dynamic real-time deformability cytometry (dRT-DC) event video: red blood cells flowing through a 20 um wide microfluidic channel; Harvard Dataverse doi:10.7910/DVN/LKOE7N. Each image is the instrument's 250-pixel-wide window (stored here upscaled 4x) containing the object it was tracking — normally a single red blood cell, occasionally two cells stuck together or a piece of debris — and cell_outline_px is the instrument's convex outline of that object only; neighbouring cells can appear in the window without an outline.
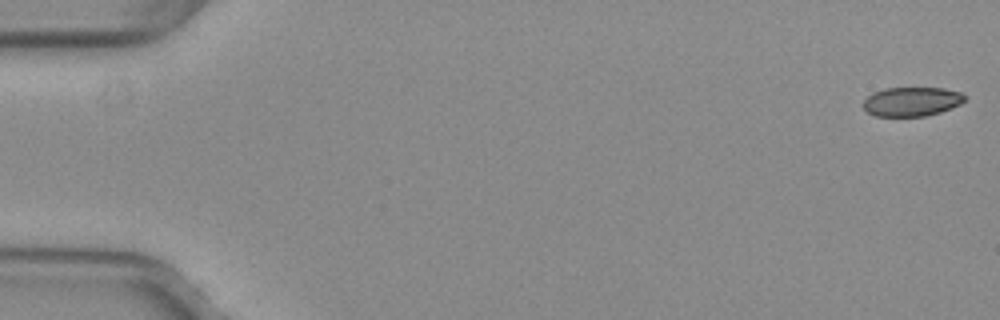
{"species": "common noctule bat (a hibernating species)", "species_latin": "Nyctalus noctula", "temperature_condition": "warm", "stored_images_in_passage": 52, "camera_frame_rate_fps": 3000, "um_per_image_px": 0.085, "animal": {"sex": "female", "body_mass_g": 29.2, "forearm_length_mm": 56.3}, "frame": {"image": 1, "passage_image": 1, "time_ms": 0.0, "image_size_px": [1000, 320], "cell_outline_px": [[968, 96], [960, 104], [940, 112], [924, 116], [876, 116], [868, 112], [864, 108], [864, 100], [872, 92], [884, 88], [944, 88], [960, 92]], "centroid_in_image_um": [77.5, 8.62], "position_along_channel_um": 7.5, "area_um2": 17.22}}
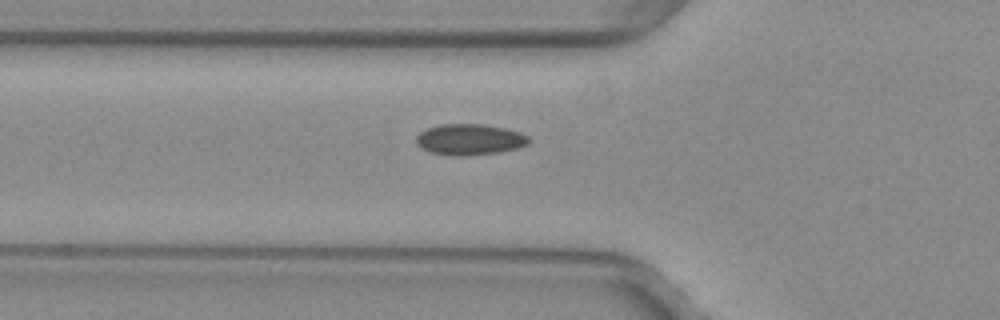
{"frame": {"image": 2, "passage_image": 19, "time_ms": 6.0, "image_size_px": [1000, 320], "cell_outline_px": [[532, 140], [528, 144], [520, 148], [500, 152], [468, 156], [452, 156], [428, 152], [420, 148], [416, 144], [416, 136], [420, 132], [428, 128], [440, 124], [480, 124], [504, 128], [520, 132], [528, 136]], "centroid_in_image_um": [39.92, 11.87], "position_along_channel_um": 85.9, "area_um2": 20.69}}
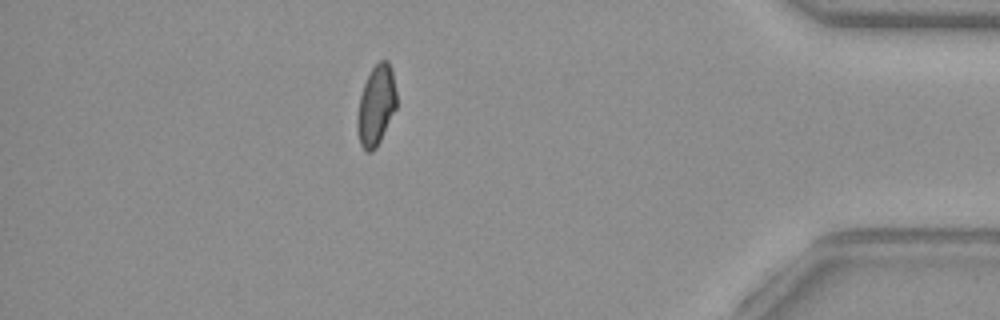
{"frame": {"image": 3, "passage_image": 46, "time_ms": 15.0, "image_size_px": [1000, 320], "cell_outline_px": [[396, 108], [376, 148], [372, 152], [364, 152], [360, 144], [356, 128], [356, 120], [360, 96], [364, 84], [372, 68], [380, 60], [388, 60], [392, 68], [396, 92]], "centroid_in_image_um": [31.96, 8.98], "position_along_channel_um": 403.2, "area_um2": 18.38}, "authors_computed_cell_mechanics": {"area_um2": 19.074, "velocity_mm_per_s": 4.0111, "shape_relaxation_time_tau1_ms": null, "shape_relaxation_time_tau2_ms": 1.428, "deformation_change_tau1": null, "deformation_change_tau2": 0.0485}}